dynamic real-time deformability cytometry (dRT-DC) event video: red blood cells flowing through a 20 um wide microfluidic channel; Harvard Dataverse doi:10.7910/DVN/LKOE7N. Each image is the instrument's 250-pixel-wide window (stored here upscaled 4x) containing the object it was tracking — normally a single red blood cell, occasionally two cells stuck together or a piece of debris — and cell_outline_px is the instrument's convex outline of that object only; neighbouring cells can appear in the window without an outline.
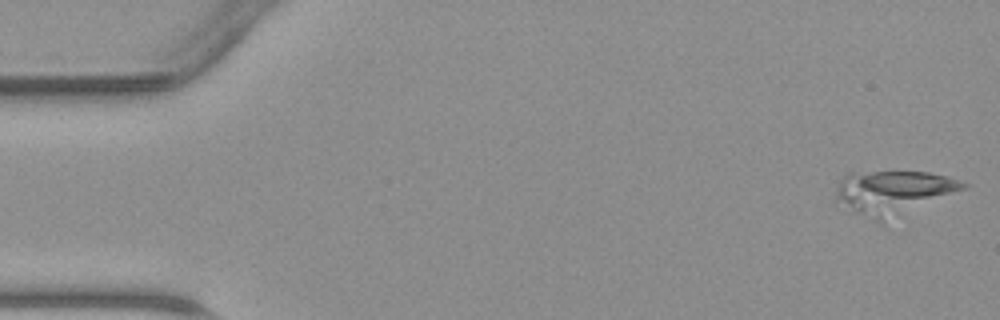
{"species": "common noctule bat (a hibernating species)", "species_latin": "Nyctalus noctula", "temperature_condition": "warm", "stored_images_in_passage": 45, "camera_frame_rate_fps": 3000, "um_per_image_px": 0.085, "animal": {"sex": "male", "body_mass_g": 23.1, "forearm_length_mm": 52.7}, "frame": {"image": 1, "passage_image": 1, "time_ms": 0.0, "image_size_px": [1000, 320], "cell_outline_px": [[968, 184], [964, 188], [880, 220], [876, 220], [852, 212], [836, 200], [836, 196], [840, 180], [848, 172], [928, 172], [944, 176]], "centroid_in_image_um": [75.8, 16.29], "position_along_channel_um": 9.2, "area_um2": 30.46}}
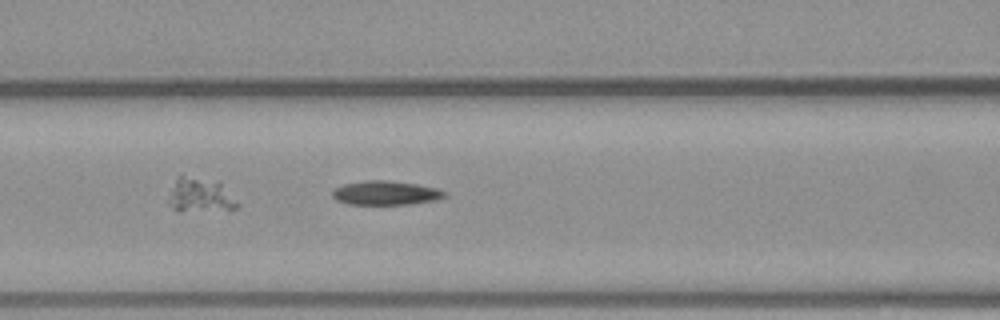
{"frame": {"image": 2, "passage_image": 19, "time_ms": 6.0, "image_size_px": [1000, 320], "cell_outline_px": [[448, 196], [440, 200], [408, 204], [348, 204], [336, 200], [332, 196], [332, 192], [336, 188], [344, 184], [364, 180], [384, 180], [416, 184], [436, 188], [448, 192]], "centroid_in_image_um": [32.84, 16.4], "position_along_channel_um": 133.8, "area_um2": 15.84}}
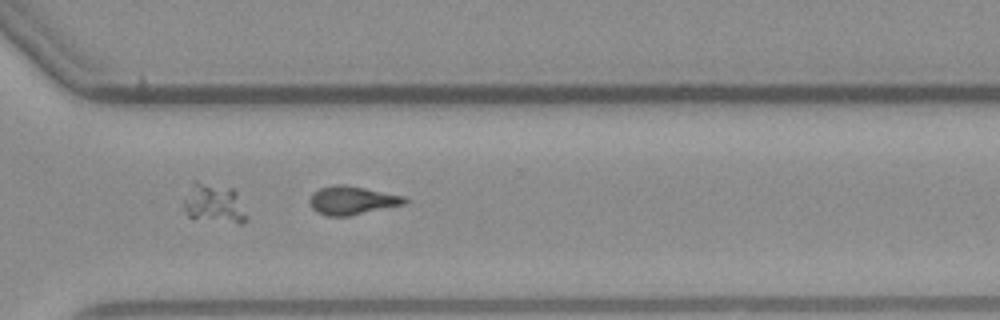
{"frame": {"image": 3, "passage_image": 33, "time_ms": 10.667, "image_size_px": [1000, 320], "cell_outline_px": [[408, 200], [404, 204], [348, 216], [328, 216], [316, 212], [312, 208], [308, 200], [312, 192], [320, 188], [332, 184], [344, 184], [404, 196]], "centroid_in_image_um": [29.86, 17.02], "position_along_channel_um": 340.7, "area_um2": 15.72}}